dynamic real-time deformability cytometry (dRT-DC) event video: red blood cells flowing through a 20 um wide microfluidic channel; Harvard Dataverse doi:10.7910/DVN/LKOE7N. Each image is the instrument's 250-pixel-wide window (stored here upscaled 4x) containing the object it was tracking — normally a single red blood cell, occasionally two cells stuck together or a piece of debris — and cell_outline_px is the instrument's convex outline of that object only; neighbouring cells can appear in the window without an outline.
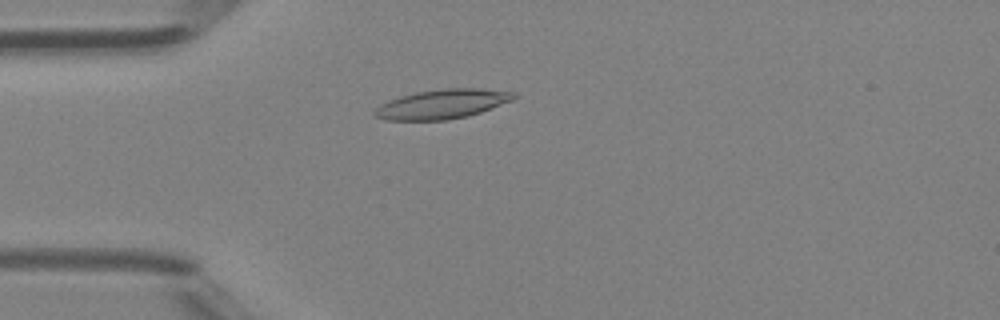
{"species": "Egyptian fruit bat (a non-hibernating species)", "species_latin": "Rousettus aegyptiacus", "temperature_condition": "room temperature", "stored_images_in_passage": 40, "camera_frame_rate_fps": 3000, "um_per_image_px": 0.085, "animal": {"sex": "female"}, "frame": {"image": 1, "passage_image": 5, "time_ms": 1.333, "image_size_px": [1000, 320], "cell_outline_px": [[516, 96], [512, 100], [480, 112], [468, 116], [448, 120], [384, 120], [372, 116], [372, 112], [380, 104], [388, 100], [400, 96], [416, 92], [444, 88], [480, 88], [516, 92]], "centroid_in_image_um": [37.54, 8.85], "position_along_channel_um": 47.5, "area_um2": 23.99}}
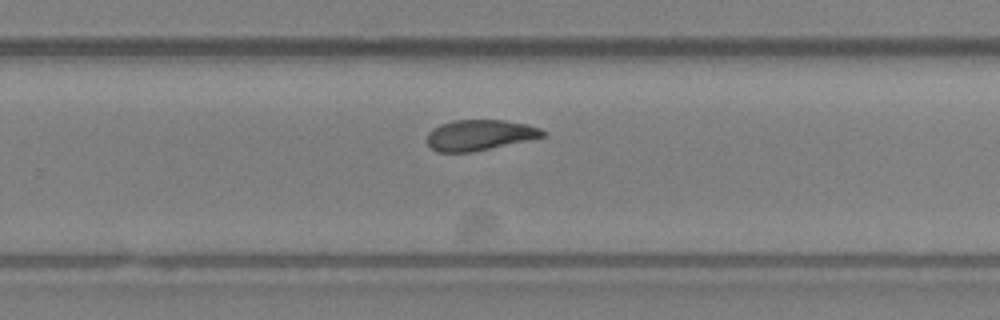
{"frame": {"image": 2, "passage_image": 23, "time_ms": 7.333, "image_size_px": [1000, 320], "cell_outline_px": [[544, 136], [472, 152], [436, 152], [428, 144], [428, 132], [432, 128], [440, 124], [452, 120], [504, 120], [528, 124], [540, 128], [544, 132]], "centroid_in_image_um": [40.72, 11.47], "position_along_channel_um": 289.1, "area_um2": 20.46}}
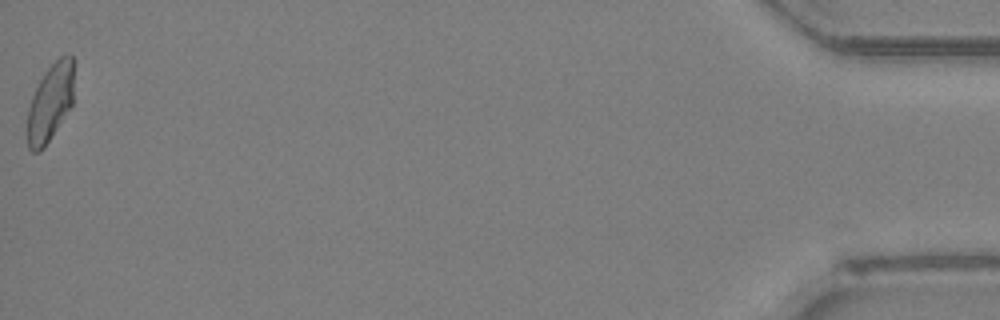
{"frame": {"image": 3, "passage_image": 40, "time_ms": 13.0, "image_size_px": [1000, 320], "cell_outline_px": [[76, 60], [72, 104], [44, 148], [40, 152], [32, 152], [28, 148], [24, 132], [24, 128], [28, 108], [32, 96], [44, 72], [60, 56], [68, 52]], "centroid_in_image_um": [4.26, 8.71], "position_along_channel_um": 430.9, "area_um2": 21.96}, "authors_computed_cell_mechanics": {"area_um2": 21.7328, "velocity_mm_per_s": 4.2808, "shape_relaxation_time_tau1_ms": null, "shape_relaxation_time_tau2_ms": 3.9895, "deformation_change_tau1": null, "deformation_change_tau2": 0.0993}}